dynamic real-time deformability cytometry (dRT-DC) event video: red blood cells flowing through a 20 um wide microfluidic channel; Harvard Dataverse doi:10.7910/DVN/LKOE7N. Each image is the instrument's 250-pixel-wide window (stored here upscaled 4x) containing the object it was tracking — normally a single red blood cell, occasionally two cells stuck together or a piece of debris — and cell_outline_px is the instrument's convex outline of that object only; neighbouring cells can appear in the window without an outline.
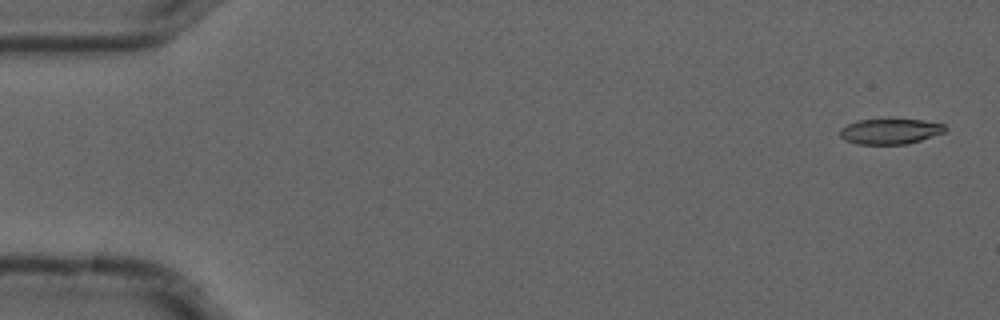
{"species": "common noctule bat (a hibernating species)", "species_latin": "Nyctalus noctula", "temperature_condition": "cold", "stored_images_in_passage": 5, "camera_frame_rate_fps": 3000, "um_per_image_px": 0.085, "animal": {"sex": "male", "forearm_length_mm": 52.5}, "frame": {"image": 1, "passage_image": 1, "time_ms": 0.0, "image_size_px": [1000, 320], "cell_outline_px": [[948, 128], [944, 132], [920, 140], [904, 144], [856, 144], [844, 140], [840, 136], [840, 128], [856, 120], [924, 120], [944, 124]], "centroid_in_image_um": [75.64, 11.17], "position_along_channel_um": 9.4, "area_um2": 15.43}}
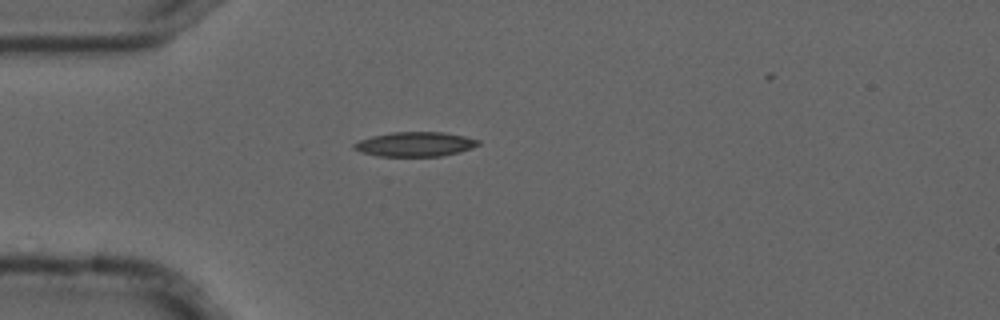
{"frame": {"image": 2, "passage_image": 4, "time_ms": 1.0, "image_size_px": [1000, 320], "cell_outline_px": [[480, 144], [472, 148], [460, 152], [440, 156], [380, 156], [360, 152], [352, 148], [352, 144], [360, 140], [372, 136], [392, 132], [444, 132], [464, 136], [480, 140]], "centroid_in_image_um": [35.28, 12.25], "position_along_channel_um": 49.7, "area_um2": 17.8}}